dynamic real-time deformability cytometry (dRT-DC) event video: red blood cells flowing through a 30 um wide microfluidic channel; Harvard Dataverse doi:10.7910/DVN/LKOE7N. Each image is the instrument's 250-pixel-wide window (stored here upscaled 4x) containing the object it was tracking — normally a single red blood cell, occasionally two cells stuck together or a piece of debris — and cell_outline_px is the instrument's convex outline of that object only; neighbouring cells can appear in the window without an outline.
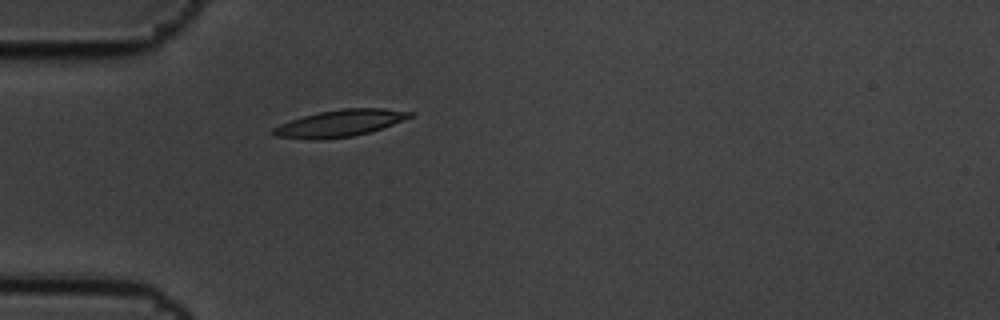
{"species": "common noctule bat (a hibernating species)", "species_latin": "Nyctalus noctula", "temperature_condition": "cold", "stored_images_in_passage": 1, "camera_frame_rate_fps": 3000, "um_per_image_px": 0.085, "animal": {"sex": "male", "body_mass_g": 19.5, "forearm_length_mm": 54.6}, "frame": {"image": 1, "passage_image": 1, "time_ms": 0.0, "image_size_px": [1000, 320], "cell_outline_px": [[416, 112], [412, 116], [392, 124], [368, 132], [352, 136], [316, 140], [312, 140], [276, 136], [272, 132], [272, 128], [280, 124], [304, 116], [320, 112], [340, 108], [384, 108]], "centroid_in_image_um": [28.89, 10.47], "position_along_channel_um": 56.1, "area_um2": 21.1}}